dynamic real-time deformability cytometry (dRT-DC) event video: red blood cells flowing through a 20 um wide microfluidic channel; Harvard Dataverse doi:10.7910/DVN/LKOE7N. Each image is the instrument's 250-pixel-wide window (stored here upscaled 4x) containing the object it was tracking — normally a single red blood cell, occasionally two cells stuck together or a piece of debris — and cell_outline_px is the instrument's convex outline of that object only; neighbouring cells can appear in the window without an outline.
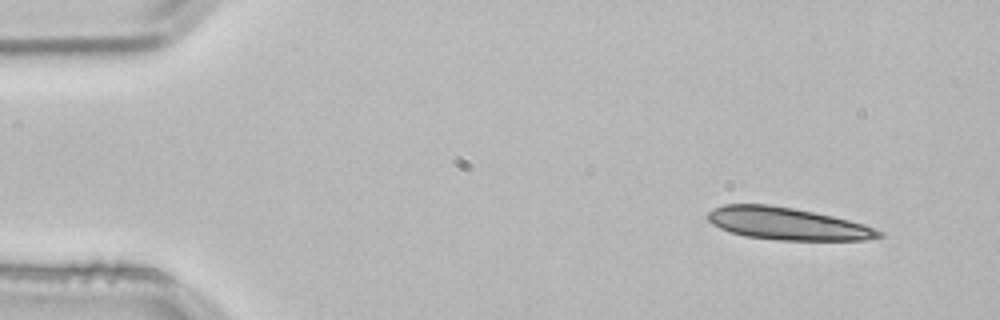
{"species": "common noctule bat (a hibernating species)", "species_latin": "Nyctalus noctula", "temperature_condition": "room temperature", "stored_images_in_passage": 4, "camera_frame_rate_fps": 3000, "um_per_image_px": 0.085, "animal": {"sex": "male", "body_mass_g": 21.5, "forearm_length_mm": 52.0}, "frame": {"image": 1, "passage_image": 1, "time_ms": 0.0, "image_size_px": [1000, 320], "cell_outline_px": [[884, 236], [864, 240], [780, 240], [744, 236], [720, 228], [712, 224], [704, 216], [712, 208], [724, 204], [768, 204], [792, 208], [832, 216], [864, 224], [876, 228], [884, 232]], "centroid_in_image_um": [66.9, 19.01], "position_along_channel_um": 18.1, "area_um2": 32.25}}
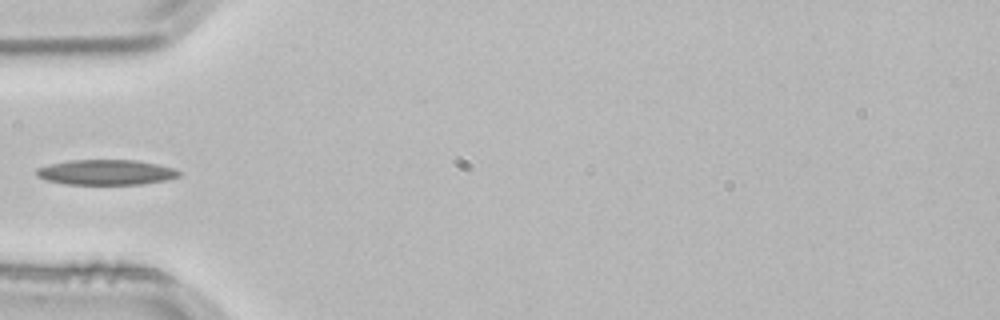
{"frame": {"image": 2, "passage_image": 4, "time_ms": 1.0, "image_size_px": [1000, 320], "cell_outline_px": [[184, 172], [180, 176], [164, 180], [140, 184], [64, 184], [48, 180], [36, 176], [36, 168], [52, 164], [72, 160], [136, 160], [156, 164], [172, 168]], "centroid_in_image_um": [9.03, 14.64], "position_along_channel_um": 76.0, "area_um2": 20.75}}